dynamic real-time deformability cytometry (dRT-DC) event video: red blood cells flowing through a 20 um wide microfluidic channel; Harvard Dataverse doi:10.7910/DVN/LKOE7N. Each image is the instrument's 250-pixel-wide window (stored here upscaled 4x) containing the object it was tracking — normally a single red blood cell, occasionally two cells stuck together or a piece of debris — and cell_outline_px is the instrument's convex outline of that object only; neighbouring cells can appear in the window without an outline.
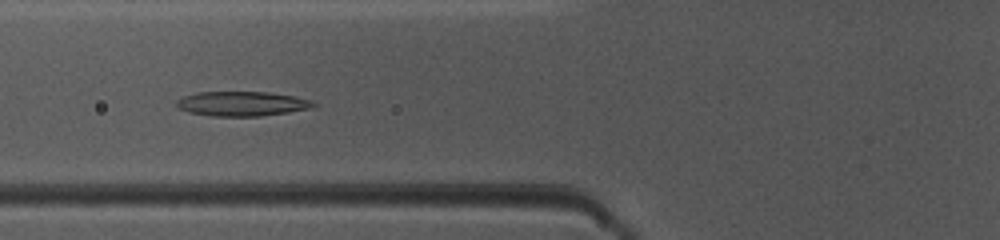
{"species": "common noctule bat (a hibernating species)", "species_latin": "Nyctalus noctula", "temperature_condition": "warm", "stored_images_in_passage": 38, "camera_frame_rate_fps": 3000, "um_per_image_px": 0.085, "animal": {"sex": "female", "body_mass_g": 10.0, "forearm_length_mm": 53.1}, "frame": {"image": 1, "passage_image": 8, "time_ms": 2.333, "image_size_px": [1000, 240], "cell_outline_px": [[316, 104], [312, 108], [288, 112], [260, 116], [212, 116], [188, 112], [176, 108], [176, 100], [184, 96], [196, 92], [268, 92], [292, 96], [312, 100]], "centroid_in_image_um": [20.53, 8.82], "position_along_channel_um": 105.3, "area_um2": 19.65}}
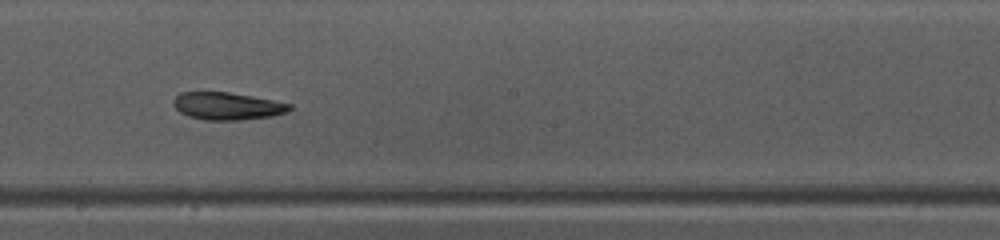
{"frame": {"image": 2, "passage_image": 17, "time_ms": 5.333, "image_size_px": [1000, 240], "cell_outline_px": [[292, 108], [288, 112], [272, 116], [240, 120], [204, 120], [188, 116], [180, 112], [172, 104], [172, 100], [180, 92], [228, 92], [252, 96], [292, 104]], "centroid_in_image_um": [19.31, 9.02], "position_along_channel_um": 228.9, "area_um2": 18.67}}
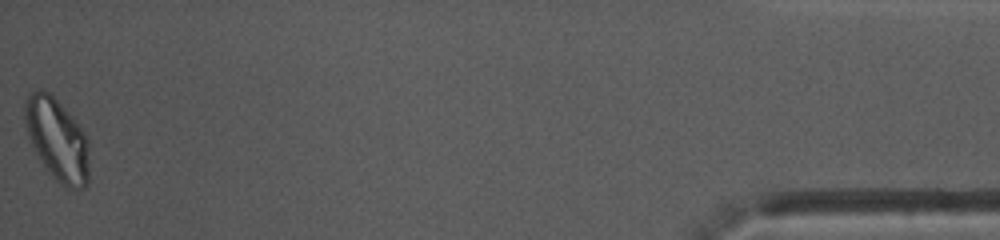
{"frame": {"image": 3, "passage_image": 38, "time_ms": 12.333, "image_size_px": [1000, 240], "cell_outline_px": [[88, 184], [84, 188], [76, 192], [60, 184], [56, 180], [44, 164], [36, 152], [32, 144], [24, 124], [24, 100], [28, 92], [36, 88], [40, 88], [48, 92], [72, 116], [88, 136]], "centroid_in_image_um": [4.86, 11.84], "position_along_channel_um": 430.3, "area_um2": 31.1}, "authors_computed_cell_mechanics": {"area_um2": 19.8254, "velocity_mm_per_s": 4.115, "shape_relaxation_time_tau1_ms": 9.7919, "shape_relaxation_time_tau2_ms": 9.9065, "deformation_change_tau1": 0.2585, "deformation_change_tau2": 0.1763}}